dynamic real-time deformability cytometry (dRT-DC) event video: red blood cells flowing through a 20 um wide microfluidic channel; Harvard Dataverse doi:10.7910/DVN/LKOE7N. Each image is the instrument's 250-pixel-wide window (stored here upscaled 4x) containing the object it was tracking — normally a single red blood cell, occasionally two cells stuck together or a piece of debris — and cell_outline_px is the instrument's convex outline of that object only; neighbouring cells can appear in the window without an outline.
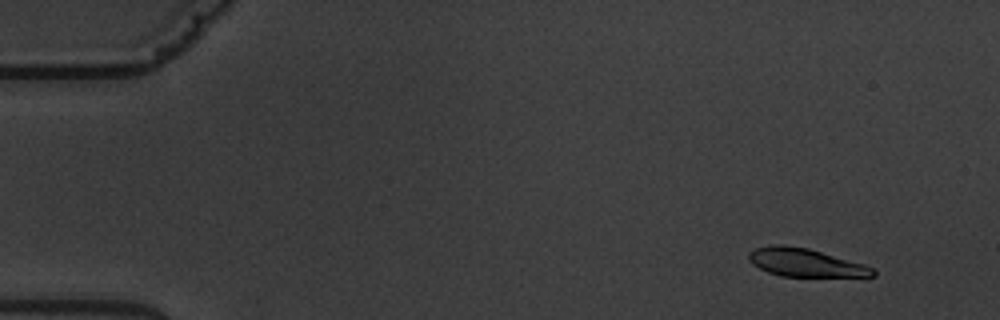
{"species": "common noctule bat (a hibernating species)", "species_latin": "Nyctalus noctula", "temperature_condition": "warm", "stored_images_in_passage": 7, "camera_frame_rate_fps": 3000, "um_per_image_px": 0.085, "animal": {"sex": "male", "body_mass_g": 19.5, "forearm_length_mm": 54.6}, "frame": {"image": 1, "passage_image": 2, "time_ms": 1.0, "image_size_px": [1000, 320], "cell_outline_px": [[876, 276], [780, 276], [768, 272], [752, 264], [748, 260], [748, 256], [756, 248], [772, 244], [784, 244], [808, 248], [864, 264], [872, 268], [876, 272]], "centroid_in_image_um": [68.43, 22.31], "position_along_channel_um": 16.6, "area_um2": 20.17}}
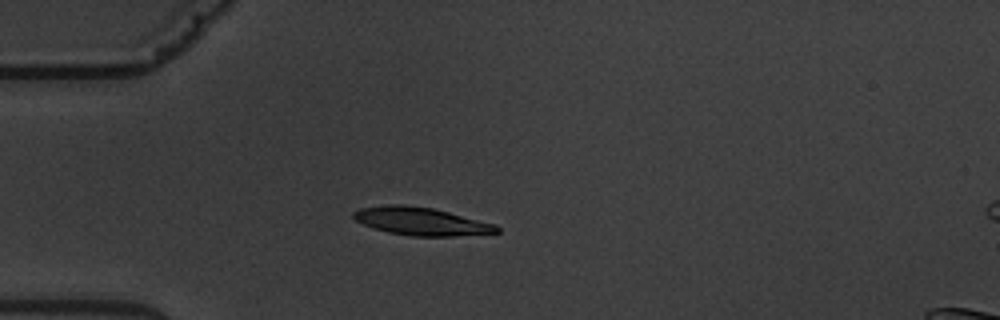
{"frame": {"image": 2, "passage_image": 5, "time_ms": 4.667, "image_size_px": [1000, 320], "cell_outline_px": [[500, 232], [452, 236], [412, 236], [388, 232], [372, 228], [356, 220], [352, 216], [352, 212], [360, 208], [392, 204], [404, 204], [432, 208], [496, 224], [500, 228]], "centroid_in_image_um": [35.78, 18.81], "position_along_channel_um": 49.2, "area_um2": 23.18}}